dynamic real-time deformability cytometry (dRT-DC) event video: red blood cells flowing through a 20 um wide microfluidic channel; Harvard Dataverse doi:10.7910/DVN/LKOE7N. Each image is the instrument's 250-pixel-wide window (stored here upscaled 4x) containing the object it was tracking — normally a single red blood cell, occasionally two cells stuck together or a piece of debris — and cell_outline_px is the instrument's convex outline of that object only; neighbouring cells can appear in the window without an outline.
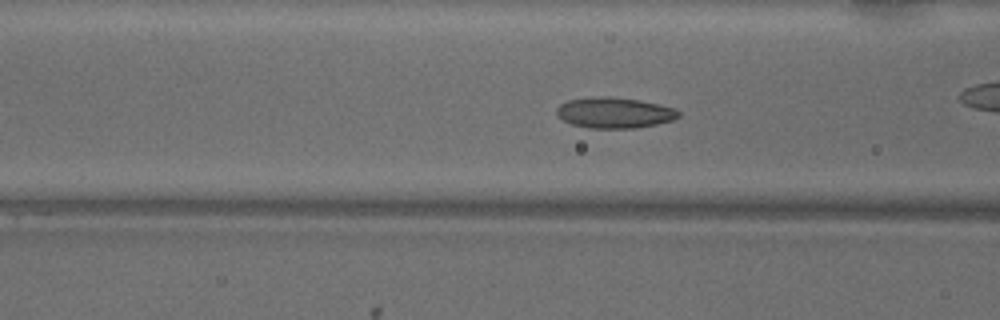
{"species": "common noctule bat (a hibernating species)", "species_latin": "Nyctalus noctula", "temperature_condition": "warm", "stored_images_in_passage": 46, "camera_frame_rate_fps": 3000, "um_per_image_px": 0.085, "animal": {"sex": "male", "body_mass_g": 18.8}, "frame": {"image": 1, "passage_image": 14, "time_ms": 4.333, "image_size_px": [1000, 320], "cell_outline_px": [[680, 116], [672, 120], [656, 124], [636, 128], [588, 128], [572, 124], [556, 116], [556, 108], [560, 104], [568, 100], [592, 96], [608, 96], [640, 100], [676, 108], [680, 112]], "centroid_in_image_um": [52.21, 9.57], "position_along_channel_um": 114.4, "area_um2": 22.02}, "authors_computed_cell_mechanics": {"area_um2": 21.2704, "velocity_mm_per_s": 4.042, "shape_relaxation_time_tau1_ms": 3.2593, "shape_relaxation_time_tau2_ms": 1.809, "deformation_change_tau1": 0.1084, "deformation_change_tau2": 0.0658}}